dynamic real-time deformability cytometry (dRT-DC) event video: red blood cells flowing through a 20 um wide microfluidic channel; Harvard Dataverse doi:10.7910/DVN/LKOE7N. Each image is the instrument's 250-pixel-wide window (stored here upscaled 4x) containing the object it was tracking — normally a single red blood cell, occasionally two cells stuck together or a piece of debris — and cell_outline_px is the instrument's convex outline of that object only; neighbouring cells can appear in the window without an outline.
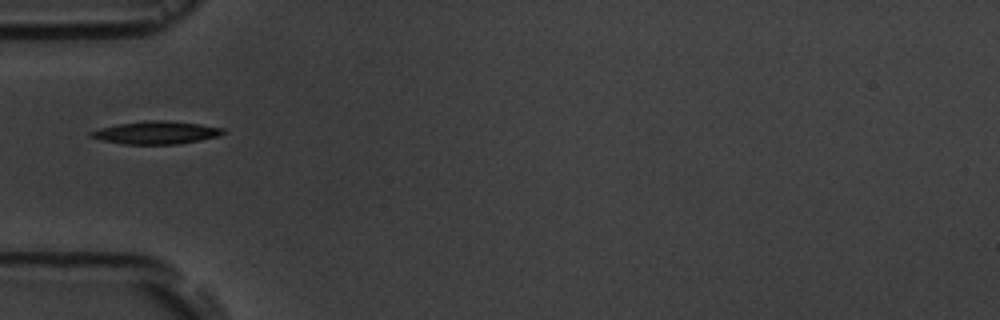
{"species": "common noctule bat (a hibernating species)", "species_latin": "Nyctalus noctula", "temperature_condition": "room temperature", "stored_images_in_passage": 4, "camera_frame_rate_fps": 3000, "um_per_image_px": 0.085, "animal": {"sex": "male", "body_mass_g": 19.5, "forearm_length_mm": 54.6}, "frame": {"image": 1, "passage_image": 1, "time_ms": 0.0, "image_size_px": [1000, 320], "cell_outline_px": [[224, 132], [216, 136], [200, 140], [180, 144], [124, 144], [104, 140], [88, 136], [88, 132], [100, 128], [116, 124], [148, 120], [164, 120], [200, 124], [224, 128]], "centroid_in_image_um": [13.24, 11.27], "position_along_channel_um": 71.8, "area_um2": 17.46}}
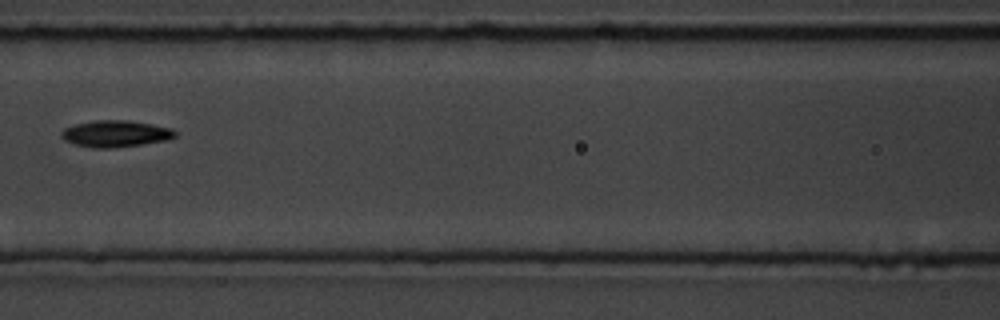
{"frame": {"image": 2, "passage_image": 3, "time_ms": 2.333, "image_size_px": [1000, 320], "cell_outline_px": [[176, 136], [168, 140], [144, 144], [116, 148], [92, 148], [76, 144], [64, 140], [60, 136], [60, 132], [64, 128], [76, 124], [96, 120], [128, 120], [172, 128], [176, 132]], "centroid_in_image_um": [9.82, 11.37], "position_along_channel_um": 156.8, "area_um2": 17.74}}
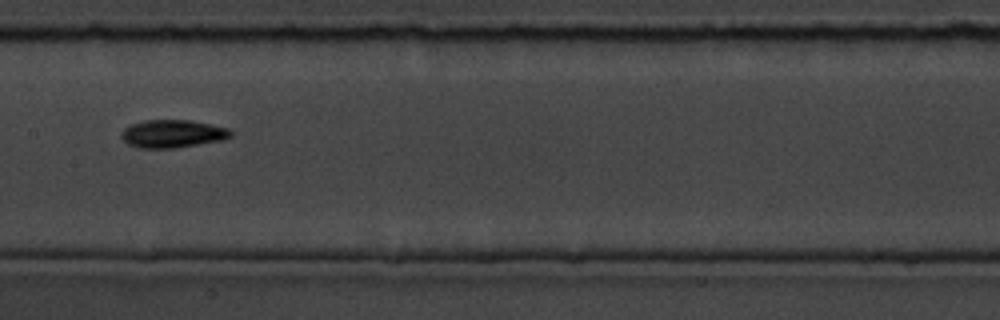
{"frame": {"image": 3, "passage_image": 4, "time_ms": 3.333, "image_size_px": [1000, 320], "cell_outline_px": [[232, 136], [220, 140], [176, 148], [140, 148], [128, 144], [120, 136], [120, 132], [124, 128], [132, 124], [144, 120], [192, 120], [228, 128], [232, 132]], "centroid_in_image_um": [14.64, 11.36], "position_along_channel_um": 192.8, "area_um2": 17.74}}